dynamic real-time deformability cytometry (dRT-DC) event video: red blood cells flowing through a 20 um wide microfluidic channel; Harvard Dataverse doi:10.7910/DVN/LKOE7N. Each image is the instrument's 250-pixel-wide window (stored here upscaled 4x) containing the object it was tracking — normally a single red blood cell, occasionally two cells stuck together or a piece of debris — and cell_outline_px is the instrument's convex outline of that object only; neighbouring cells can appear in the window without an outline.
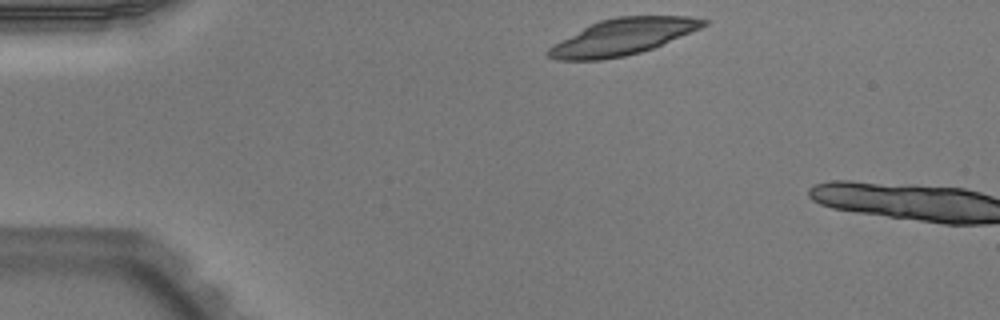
{"species": "Egyptian fruit bat (a non-hibernating species)", "species_latin": "Rousettus aegyptiacus", "temperature_condition": "warm", "stored_images_in_passage": 4, "camera_frame_rate_fps": 3000, "um_per_image_px": 0.085, "animal": {"sex": "male"}, "frame": {"image": 1, "passage_image": 1, "time_ms": 0.0, "image_size_px": [1000, 320], "cell_outline_px": [[708, 24], [700, 28], [652, 48], [640, 52], [624, 56], [600, 60], [556, 60], [548, 56], [544, 52], [552, 44], [600, 20], [616, 16], [688, 16], [708, 20]], "centroid_in_image_um": [52.89, 3.13], "position_along_channel_um": 32.1, "area_um2": 32.43}}